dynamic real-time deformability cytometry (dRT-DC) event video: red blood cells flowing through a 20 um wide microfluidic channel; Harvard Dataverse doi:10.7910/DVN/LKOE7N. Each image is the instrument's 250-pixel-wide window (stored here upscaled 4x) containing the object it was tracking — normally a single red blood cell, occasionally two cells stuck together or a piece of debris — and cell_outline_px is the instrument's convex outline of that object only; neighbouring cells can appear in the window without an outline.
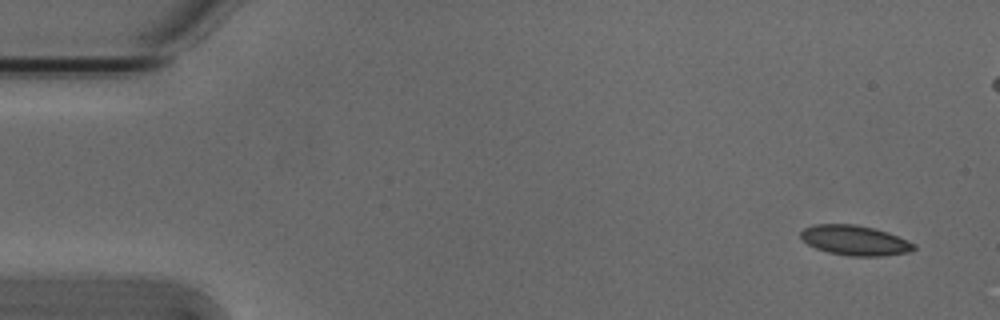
{"species": "Egyptian fruit bat (a non-hibernating species)", "species_latin": "Rousettus aegyptiacus", "temperature_condition": "cold", "stored_images_in_passage": 5, "camera_frame_rate_fps": 3000, "um_per_image_px": 0.085, "animal": {"sex": "male"}, "frame": {"image": 1, "passage_image": 1, "time_ms": 0.0, "image_size_px": [1000, 320], "cell_outline_px": [[916, 248], [908, 252], [884, 256], [848, 256], [828, 252], [816, 248], [808, 244], [800, 236], [800, 232], [804, 228], [812, 224], [856, 224], [888, 232], [908, 240], [916, 244]], "centroid_in_image_um": [72.67, 20.43], "position_along_channel_um": 12.3, "area_um2": 19.83}}